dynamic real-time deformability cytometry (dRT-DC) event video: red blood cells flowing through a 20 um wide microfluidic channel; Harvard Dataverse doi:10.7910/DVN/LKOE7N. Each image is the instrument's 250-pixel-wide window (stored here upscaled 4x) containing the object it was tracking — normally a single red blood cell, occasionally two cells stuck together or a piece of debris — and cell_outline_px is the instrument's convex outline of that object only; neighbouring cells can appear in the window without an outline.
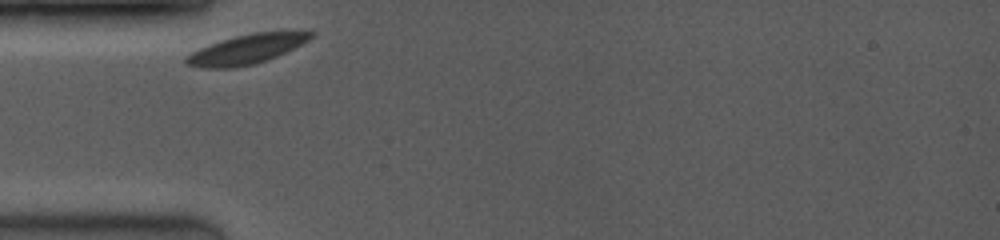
{"species": "common noctule bat (a hibernating species)", "species_latin": "Nyctalus noctula", "temperature_condition": "room temperature", "stored_images_in_passage": 29, "camera_frame_rate_fps": 3500, "um_per_image_px": 0.085, "animal": {"sex": "female", "body_mass_g": 19.0, "forearm_length_mm": 53.3}, "frame": {"image": 1, "passage_image": 1, "time_ms": 0.0, "image_size_px": [1000, 240], "cell_outline_px": [[316, 32], [308, 40], [268, 60], [252, 64], [232, 68], [200, 68], [188, 64], [184, 60], [184, 56], [208, 44], [220, 40], [252, 32]], "centroid_in_image_um": [20.87, 4.19], "position_along_channel_um": 64.1, "area_um2": 21.04}}
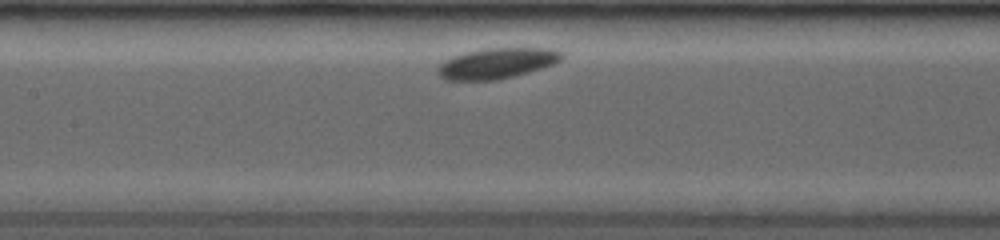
{"frame": {"image": 2, "passage_image": 11, "time_ms": 2.857, "image_size_px": [1000, 240], "cell_outline_px": [[564, 56], [560, 60], [552, 64], [528, 72], [496, 80], [444, 80], [436, 72], [436, 68], [444, 60], [452, 56], [464, 52], [484, 48], [552, 48], [560, 52]], "centroid_in_image_um": [42.17, 5.37], "position_along_channel_um": 165.2, "area_um2": 22.08}}
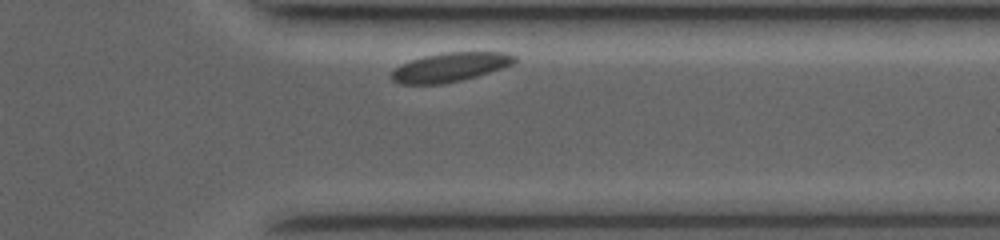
{"frame": {"image": 3, "passage_image": 27, "time_ms": 8.571, "image_size_px": [1000, 240], "cell_outline_px": [[520, 60], [516, 64], [464, 80], [444, 84], [400, 84], [392, 80], [392, 72], [400, 64], [424, 56], [444, 52], [504, 52], [516, 56]], "centroid_in_image_um": [38.33, 5.71], "position_along_channel_um": 373.1, "area_um2": 21.1}}